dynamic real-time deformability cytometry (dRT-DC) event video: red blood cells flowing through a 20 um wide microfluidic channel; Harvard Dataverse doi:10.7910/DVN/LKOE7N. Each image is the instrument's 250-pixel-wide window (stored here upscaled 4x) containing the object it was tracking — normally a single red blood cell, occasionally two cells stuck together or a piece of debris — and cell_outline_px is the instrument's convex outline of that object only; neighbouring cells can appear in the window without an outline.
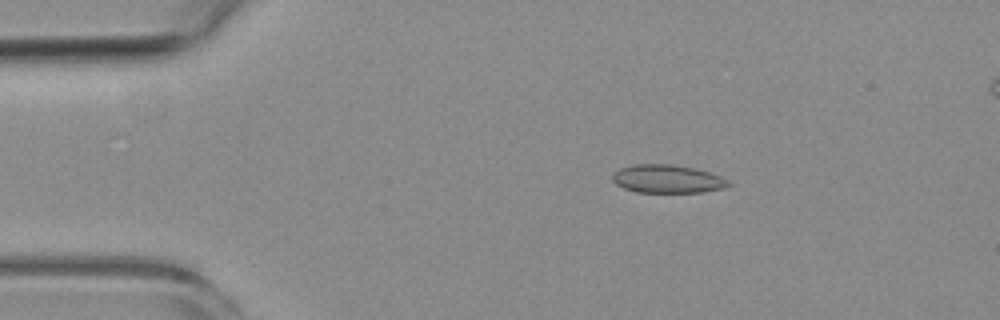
{"species": "common noctule bat (a hibernating species)", "species_latin": "Nyctalus noctula", "temperature_condition": "room temperature", "stored_images_in_passage": 4, "camera_frame_rate_fps": 3000, "um_per_image_px": 0.085, "animal": {"sex": "female", "body_mass_g": 19.3, "forearm_length_mm": 54.1}, "frame": {"image": 1, "passage_image": 3, "time_ms": 2.667, "image_size_px": [1000, 320], "cell_outline_px": [[732, 184], [724, 188], [704, 192], [636, 192], [624, 188], [616, 184], [612, 180], [612, 176], [620, 168], [632, 164], [672, 164], [692, 168], [708, 172], [720, 176], [728, 180]], "centroid_in_image_um": [56.72, 15.21], "position_along_channel_um": 28.3, "area_um2": 19.02}}